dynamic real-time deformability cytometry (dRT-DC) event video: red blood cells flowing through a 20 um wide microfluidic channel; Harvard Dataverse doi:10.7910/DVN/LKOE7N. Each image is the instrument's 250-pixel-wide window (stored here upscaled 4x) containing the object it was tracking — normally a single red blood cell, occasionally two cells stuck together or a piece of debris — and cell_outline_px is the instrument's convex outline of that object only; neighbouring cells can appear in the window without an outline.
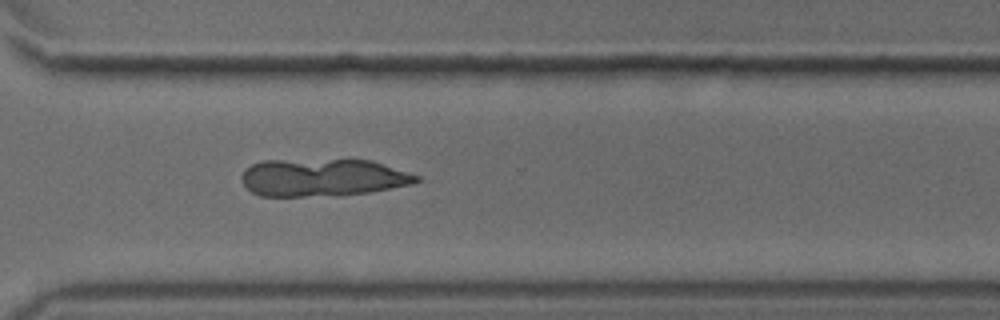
{"species": "common noctule bat (a hibernating species)", "species_latin": "Nyctalus noctula", "temperature_condition": "cold", "stored_images_in_passage": 52, "camera_frame_rate_fps": 3000, "um_per_image_px": 0.085, "animal": {"sex": "male", "body_mass_g": 18.8}, "frame": {"image": 1, "passage_image": 38, "time_ms": 12.333, "image_size_px": [1000, 320], "cell_outline_px": [[420, 180], [412, 184], [368, 192], [344, 196], [260, 196], [252, 192], [240, 180], [240, 176], [244, 168], [252, 164], [264, 160], [372, 160], [420, 176]], "centroid_in_image_um": [27.4, 15.1], "position_along_channel_um": 343.2, "area_um2": 38.49}}
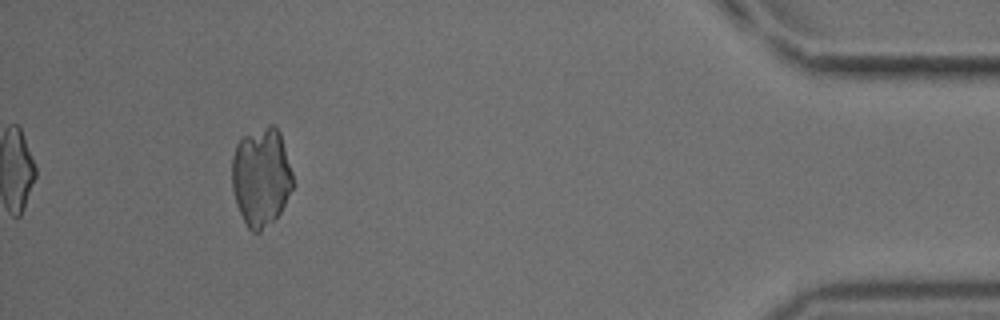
{"frame": {"image": 2, "passage_image": 48, "time_ms": 15.667, "image_size_px": [1000, 320], "cell_outline_px": [[296, 184], [280, 212], [260, 232], [252, 232], [248, 228], [236, 204], [232, 188], [232, 156], [236, 144], [244, 136], [268, 124], [276, 124], [280, 132]], "centroid_in_image_um": [22.21, 15.01], "position_along_channel_um": 413.0, "area_um2": 35.32}}